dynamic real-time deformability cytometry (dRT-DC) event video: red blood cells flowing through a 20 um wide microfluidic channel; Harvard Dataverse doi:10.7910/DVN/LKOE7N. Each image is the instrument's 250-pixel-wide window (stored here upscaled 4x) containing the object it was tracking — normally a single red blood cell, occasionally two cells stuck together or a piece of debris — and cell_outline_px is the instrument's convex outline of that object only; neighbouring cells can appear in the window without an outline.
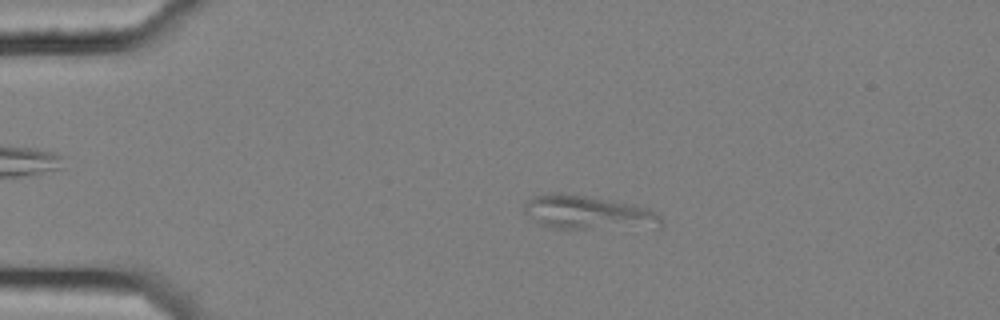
{"species": "common noctule bat (a hibernating species)", "species_latin": "Nyctalus noctula", "temperature_condition": "cold", "stored_images_in_passage": 52, "camera_frame_rate_fps": 3000, "um_per_image_px": 0.085, "animal": {"sex": "female", "body_mass_g": 25.1}, "frame": {"image": 1, "passage_image": 8, "time_ms": 2.333, "image_size_px": [1000, 320], "cell_outline_px": [[664, 224], [660, 228], [552, 228], [540, 224], [524, 212], [524, 204], [532, 196], [556, 192], [560, 192], [588, 196], [632, 204], [648, 208], [660, 216], [664, 220]], "centroid_in_image_um": [50.03, 18.07], "position_along_channel_um": 35.0, "area_um2": 27.17}}
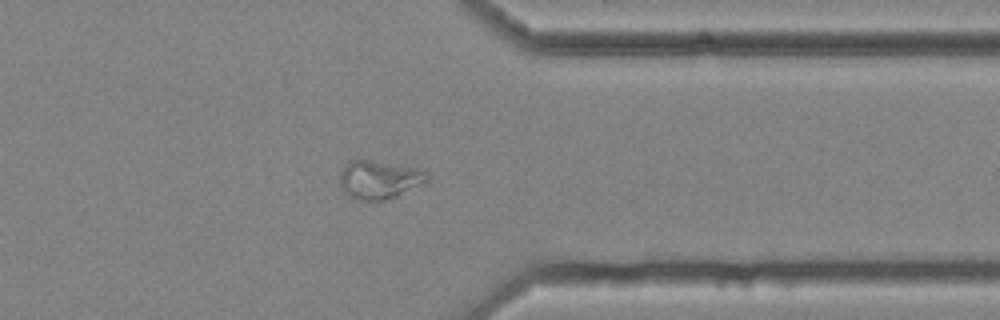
{"frame": {"image": 2, "passage_image": 41, "time_ms": 13.333, "image_size_px": [1000, 320], "cell_outline_px": [[428, 180], [424, 184], [396, 196], [384, 200], [356, 200], [348, 196], [340, 188], [340, 172], [344, 164], [348, 160], [368, 160], [416, 168], [428, 172]], "centroid_in_image_um": [32.2, 15.27], "position_along_channel_um": 379.2, "area_um2": 19.59}}
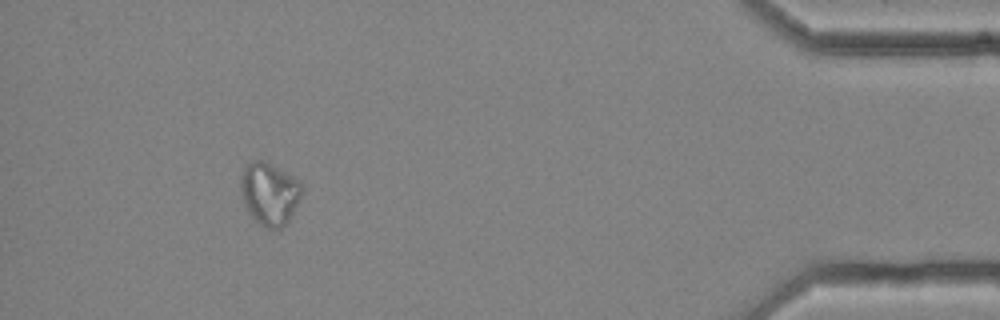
{"frame": {"image": 3, "passage_image": 48, "time_ms": 15.667, "image_size_px": [1000, 320], "cell_outline_px": [[304, 188], [288, 220], [280, 228], [264, 228], [248, 212], [244, 204], [240, 188], [240, 180], [244, 168], [252, 160], [264, 160], [300, 180]], "centroid_in_image_um": [22.89, 16.43], "position_along_channel_um": 412.3, "area_um2": 22.08}}